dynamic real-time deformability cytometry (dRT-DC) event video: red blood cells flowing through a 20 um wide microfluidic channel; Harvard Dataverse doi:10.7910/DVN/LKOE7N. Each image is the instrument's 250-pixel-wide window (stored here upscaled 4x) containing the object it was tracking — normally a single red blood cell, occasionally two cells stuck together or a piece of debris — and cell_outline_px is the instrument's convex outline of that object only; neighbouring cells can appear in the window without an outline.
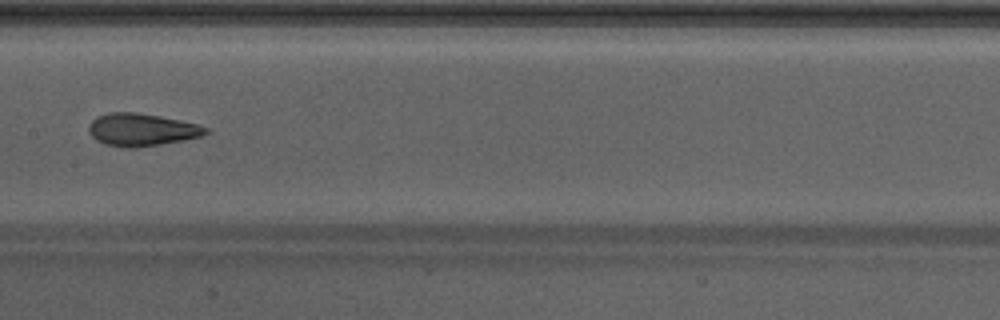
{"species": "Egyptian fruit bat (a non-hibernating species)", "species_latin": "Rousettus aegyptiacus", "temperature_condition": "warm", "stored_images_in_passage": 41, "camera_frame_rate_fps": 3000, "um_per_image_px": 0.085, "animal": {"sex": "male"}, "frame": {"image": 1, "passage_image": 18, "time_ms": 5.667, "image_size_px": [1000, 320], "cell_outline_px": [[212, 132], [200, 136], [184, 140], [136, 148], [124, 148], [104, 144], [96, 140], [88, 132], [88, 124], [96, 116], [108, 112], [136, 112], [160, 116], [180, 120], [196, 124], [208, 128]], "centroid_in_image_um": [12.01, 11.02], "position_along_channel_um": 195.4, "area_um2": 22.43}, "authors_computed_cell_mechanics": {"area_um2": 21.8484, "velocity_mm_per_s": 4.3165, "shape_relaxation_time_tau1_ms": null, "shape_relaxation_time_tau2_ms": 1.4047, "deformation_change_tau1": null, "deformation_change_tau2": 0.09}}